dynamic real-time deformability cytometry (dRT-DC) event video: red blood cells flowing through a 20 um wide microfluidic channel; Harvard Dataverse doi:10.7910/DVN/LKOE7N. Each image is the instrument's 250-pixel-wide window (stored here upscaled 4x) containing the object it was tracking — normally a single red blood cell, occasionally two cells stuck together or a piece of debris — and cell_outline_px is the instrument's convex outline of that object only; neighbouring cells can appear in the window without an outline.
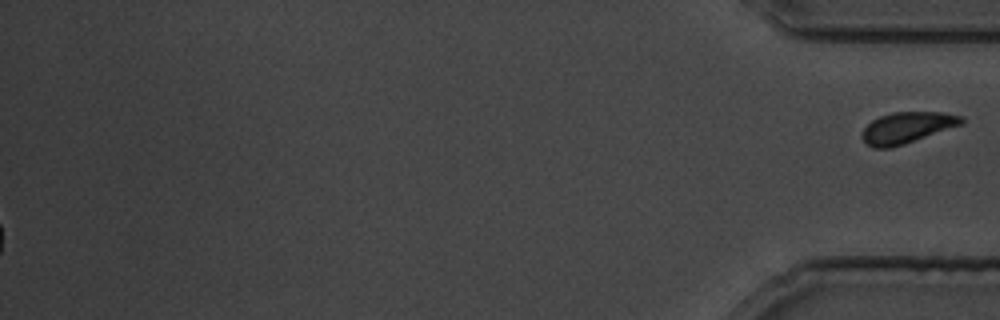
{"species": "common noctule bat (a hibernating species)", "species_latin": "Nyctalus noctula", "temperature_condition": "cold", "stored_images_in_passage": 30, "segment_of_instrument_passage": [2, 2], "camera_frame_rate_fps": 3000, "um_per_image_px": 0.085, "animal": {"sex": "male", "body_mass_g": 19.5, "forearm_length_mm": 54.6}, "frame": {"image": 1, "passage_image": 30, "time_ms": 36.0, "image_size_px": [1000, 320], "cell_outline_px": [[964, 124], [904, 144], [888, 148], [876, 148], [864, 144], [860, 136], [864, 128], [872, 120], [880, 116], [892, 112], [944, 112], [964, 116]], "centroid_in_image_um": [77.1, 10.85], "position_along_channel_um": 358.1, "area_um2": 18.26}}